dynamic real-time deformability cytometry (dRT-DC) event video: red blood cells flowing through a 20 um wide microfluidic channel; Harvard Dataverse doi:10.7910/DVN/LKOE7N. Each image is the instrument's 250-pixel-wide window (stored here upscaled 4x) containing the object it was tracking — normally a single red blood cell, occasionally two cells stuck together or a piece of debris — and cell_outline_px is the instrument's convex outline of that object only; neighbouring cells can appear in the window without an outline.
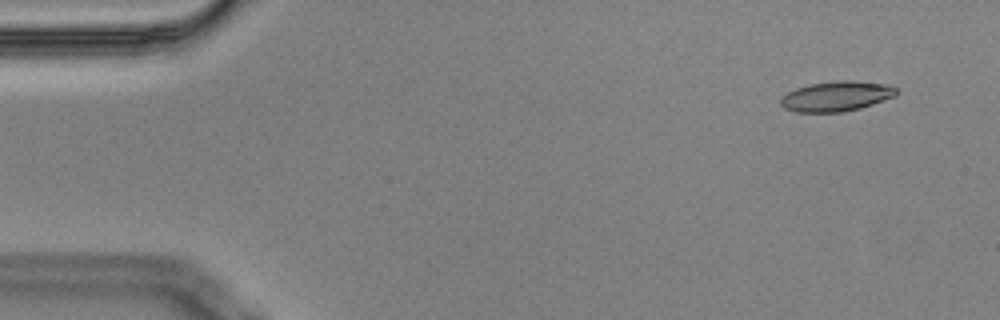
{"species": "Egyptian fruit bat (a non-hibernating species)", "species_latin": "Rousettus aegyptiacus", "temperature_condition": "cold", "stored_images_in_passage": 7, "camera_frame_rate_fps": 3000, "um_per_image_px": 0.085, "animal": {"sex": "male"}, "frame": {"image": 1, "passage_image": 1, "time_ms": 0.0, "image_size_px": [1000, 320], "cell_outline_px": [[896, 96], [860, 108], [840, 112], [796, 112], [784, 108], [780, 104], [780, 100], [788, 92], [796, 88], [808, 84], [840, 80], [848, 80], [888, 84], [896, 88]], "centroid_in_image_um": [71.08, 8.18], "position_along_channel_um": 13.9, "area_um2": 20.17}}
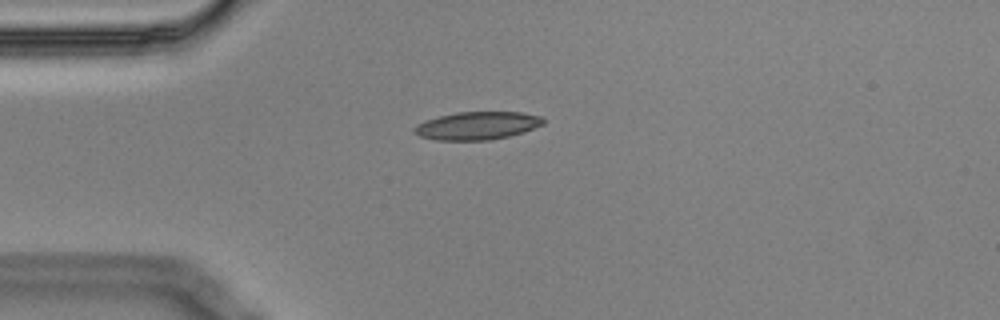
{"frame": {"image": 2, "passage_image": 4, "time_ms": 1.0, "image_size_px": [1000, 320], "cell_outline_px": [[544, 124], [524, 132], [508, 136], [488, 140], [436, 140], [420, 136], [412, 128], [416, 124], [424, 120], [456, 112], [520, 112], [544, 116]], "centroid_in_image_um": [40.58, 10.67], "position_along_channel_um": 44.4, "area_um2": 21.04}}
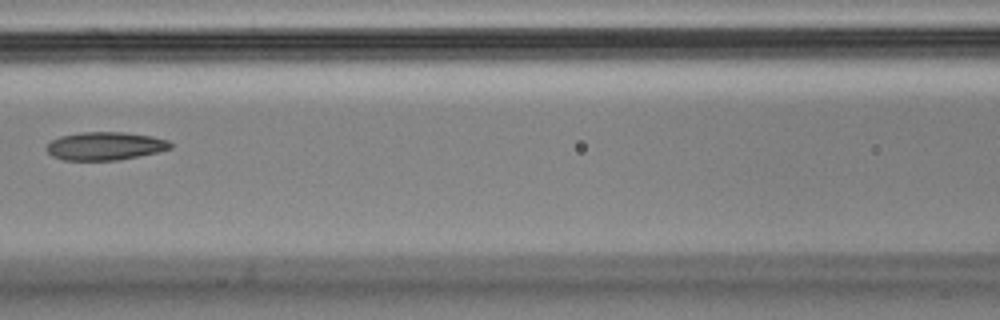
{"frame": {"image": 3, "passage_image": 7, "time_ms": 2.0, "image_size_px": [1000, 320], "cell_outline_px": [[172, 148], [156, 152], [120, 160], [64, 160], [52, 156], [44, 148], [52, 140], [60, 136], [80, 132], [124, 132], [152, 136], [168, 140], [172, 144]], "centroid_in_image_um": [8.92, 12.41], "position_along_channel_um": 157.7, "area_um2": 20.35}}